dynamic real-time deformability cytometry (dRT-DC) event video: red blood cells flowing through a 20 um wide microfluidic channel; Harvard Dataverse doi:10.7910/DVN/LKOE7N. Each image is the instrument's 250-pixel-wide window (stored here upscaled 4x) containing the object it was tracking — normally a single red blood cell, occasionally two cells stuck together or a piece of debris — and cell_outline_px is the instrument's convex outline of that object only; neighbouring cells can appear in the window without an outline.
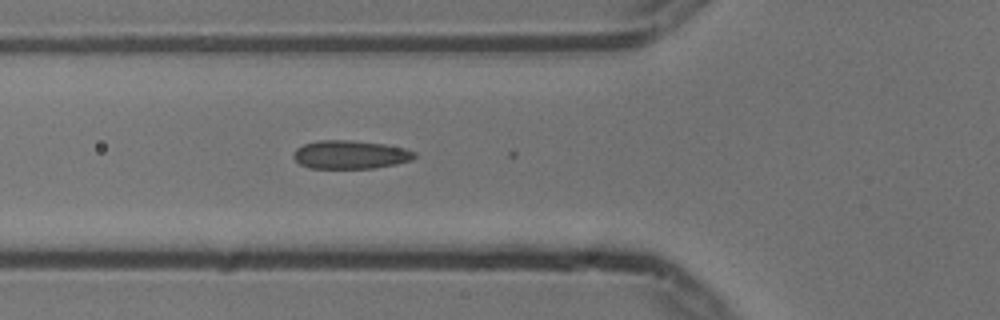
{"species": "common noctule bat (a hibernating species)", "species_latin": "Nyctalus noctula", "temperature_condition": "cold", "stored_images_in_passage": 9, "camera_frame_rate_fps": 3000, "um_per_image_px": 0.085, "animal": {"sex": "male", "body_mass_g": 13.3}, "frame": {"image": 1, "passage_image": 2, "time_ms": 0.333, "image_size_px": [1000, 320], "cell_outline_px": [[416, 156], [412, 160], [396, 164], [376, 168], [308, 168], [300, 164], [292, 156], [296, 148], [304, 144], [320, 140], [352, 140], [384, 144], [404, 148], [416, 152]], "centroid_in_image_um": [29.78, 13.14], "position_along_channel_um": 96.0, "area_um2": 20.11}}
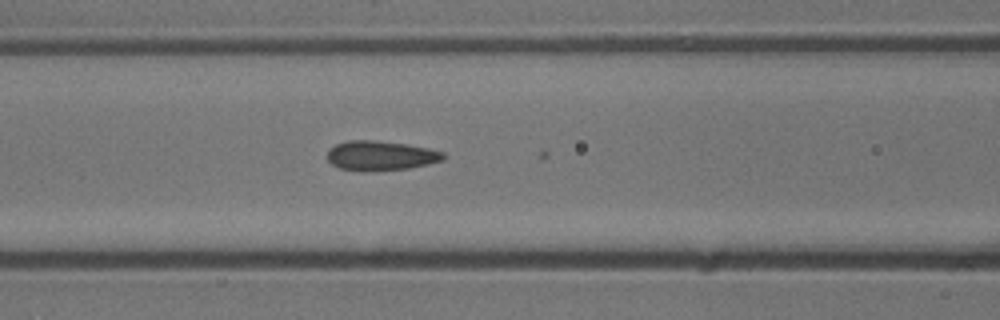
{"frame": {"image": 2, "passage_image": 5, "time_ms": 1.333, "image_size_px": [1000, 320], "cell_outline_px": [[444, 160], [428, 164], [408, 168], [340, 168], [332, 164], [328, 160], [328, 148], [336, 144], [348, 140], [376, 140], [408, 144], [428, 148], [444, 152]], "centroid_in_image_um": [32.39, 13.17], "position_along_channel_um": 134.2, "area_um2": 19.19}}
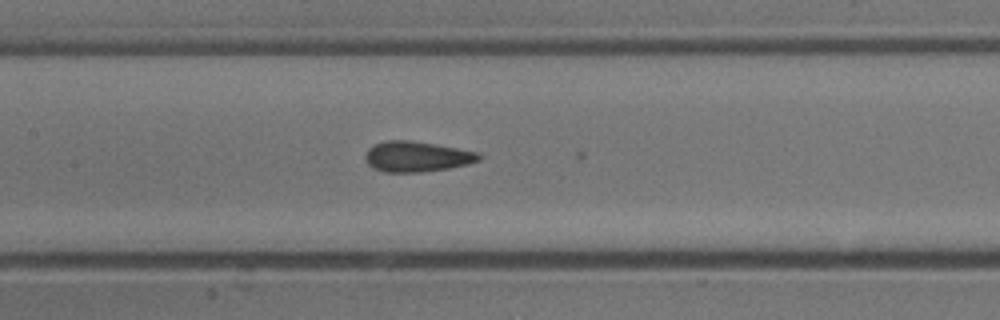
{"frame": {"image": 3, "passage_image": 8, "time_ms": 2.333, "image_size_px": [1000, 320], "cell_outline_px": [[480, 160], [468, 164], [448, 168], [420, 172], [384, 172], [372, 168], [364, 160], [364, 156], [368, 148], [372, 144], [384, 140], [412, 140], [436, 144], [480, 152]], "centroid_in_image_um": [35.38, 13.29], "position_along_channel_um": 172.0, "area_um2": 20.46}}